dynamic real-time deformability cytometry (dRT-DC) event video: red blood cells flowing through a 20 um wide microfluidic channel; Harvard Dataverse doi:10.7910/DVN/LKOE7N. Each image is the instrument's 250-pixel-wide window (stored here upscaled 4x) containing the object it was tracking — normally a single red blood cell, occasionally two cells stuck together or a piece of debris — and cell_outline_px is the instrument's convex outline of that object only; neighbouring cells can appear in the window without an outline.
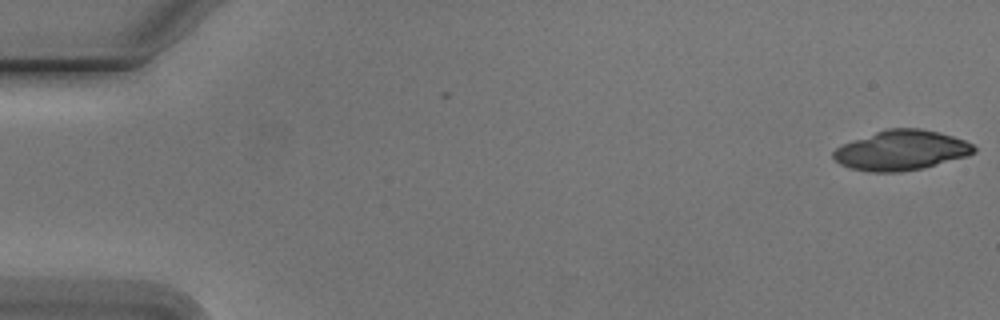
{"species": "Egyptian fruit bat (a non-hibernating species)", "species_latin": "Rousettus aegyptiacus", "temperature_condition": "cold", "stored_images_in_passage": 2, "camera_frame_rate_fps": 3000, "um_per_image_px": 0.085, "animal": {"sex": "male"}, "frame": {"image": 1, "passage_image": 2, "time_ms": 0.333, "image_size_px": [1000, 320], "cell_outline_px": [[976, 152], [968, 156], [924, 168], [900, 172], [872, 172], [852, 168], [840, 164], [832, 156], [832, 152], [836, 148], [844, 144], [876, 132], [888, 128], [920, 128], [940, 132], [964, 140], [972, 144], [976, 148]], "centroid_in_image_um": [76.65, 12.78], "position_along_channel_um": 8.4, "area_um2": 32.54}}